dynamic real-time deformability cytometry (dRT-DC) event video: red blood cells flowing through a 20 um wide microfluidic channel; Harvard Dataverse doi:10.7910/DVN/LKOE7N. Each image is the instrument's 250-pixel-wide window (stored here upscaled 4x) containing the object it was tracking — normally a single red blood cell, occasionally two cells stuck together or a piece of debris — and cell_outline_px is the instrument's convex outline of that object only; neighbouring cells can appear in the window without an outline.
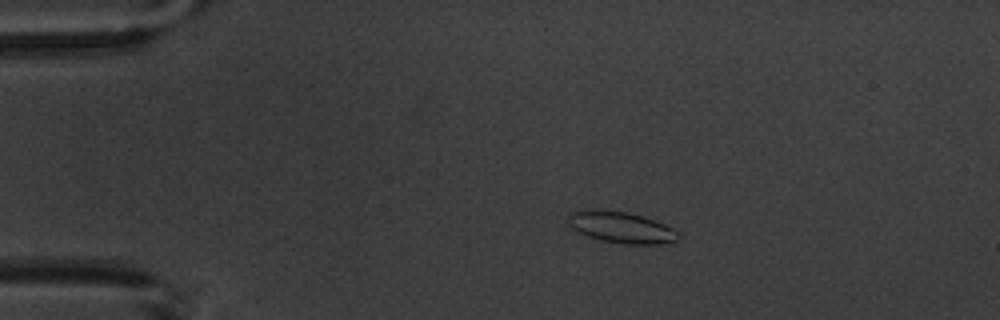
{"species": "common noctule bat (a hibernating species)", "species_latin": "Nyctalus noctula", "temperature_condition": "warm", "stored_images_in_passage": 7, "camera_frame_rate_fps": 3000, "um_per_image_px": 0.085, "animal": {"sex": "male", "body_mass_g": 20.1, "forearm_length_mm": 53.5}, "frame": {"image": 1, "passage_image": 2, "time_ms": 1.667, "image_size_px": [1000, 320], "cell_outline_px": [[680, 236], [676, 240], [660, 244], [620, 244], [600, 240], [588, 236], [572, 228], [568, 224], [568, 212], [628, 212], [644, 216], [664, 224], [672, 228]], "centroid_in_image_um": [52.84, 19.37], "position_along_channel_um": 32.2, "area_um2": 19.42}}
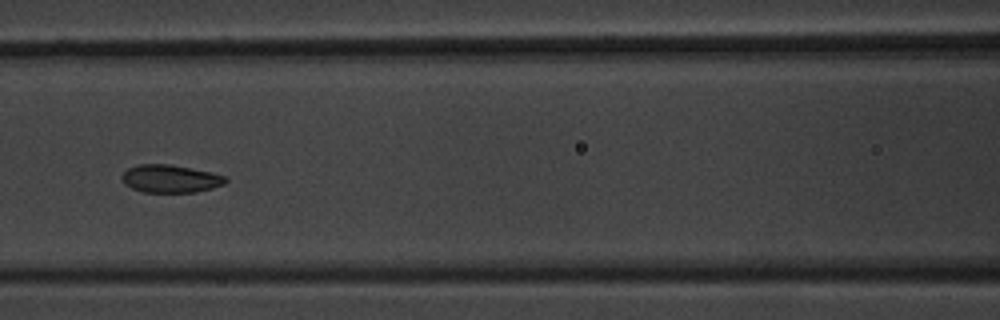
{"frame": {"image": 2, "passage_image": 6, "time_ms": 6.333, "image_size_px": [1000, 320], "cell_outline_px": [[228, 180], [224, 184], [212, 188], [196, 192], [144, 192], [132, 188], [124, 184], [120, 176], [128, 168], [140, 164], [168, 164], [212, 172], [224, 176]], "centroid_in_image_um": [14.47, 15.19], "position_along_channel_um": 152.1, "area_um2": 16.76}}
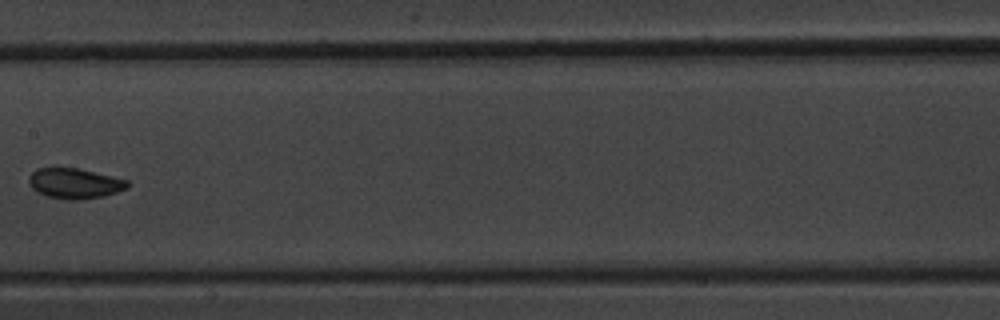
{"frame": {"image": 3, "passage_image": 7, "time_ms": 7.667, "image_size_px": [1000, 320], "cell_outline_px": [[128, 188], [104, 196], [76, 200], [64, 200], [44, 196], [36, 192], [32, 188], [28, 180], [28, 176], [36, 168], [52, 164], [80, 168], [128, 180]], "centroid_in_image_um": [6.26, 15.54], "position_along_channel_um": 201.1, "area_um2": 18.26}}